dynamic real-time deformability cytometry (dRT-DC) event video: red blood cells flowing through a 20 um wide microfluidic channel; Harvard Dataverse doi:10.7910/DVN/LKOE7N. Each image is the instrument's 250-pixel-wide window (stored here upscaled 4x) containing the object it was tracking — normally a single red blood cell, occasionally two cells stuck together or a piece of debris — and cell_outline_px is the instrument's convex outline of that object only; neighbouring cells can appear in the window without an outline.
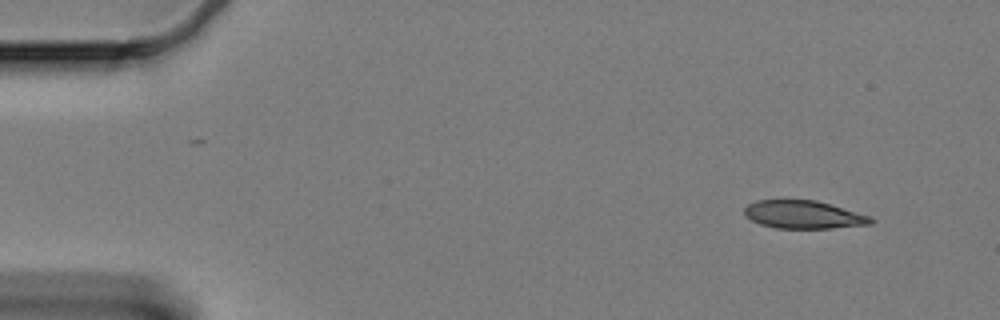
{"species": "Egyptian fruit bat (a non-hibernating species)", "species_latin": "Rousettus aegyptiacus", "temperature_condition": "cold", "stored_images_in_passage": 18, "camera_frame_rate_fps": 3000, "um_per_image_px": 0.085, "animal": {"sex": "female"}, "frame": {"image": 1, "passage_image": 1, "time_ms": 0.0, "image_size_px": [1000, 320], "cell_outline_px": [[876, 220], [872, 224], [832, 228], [776, 228], [760, 224], [744, 216], [744, 208], [748, 204], [756, 200], [816, 200], [872, 216]], "centroid_in_image_um": [68.32, 18.24], "position_along_channel_um": 16.7, "area_um2": 20.75}}
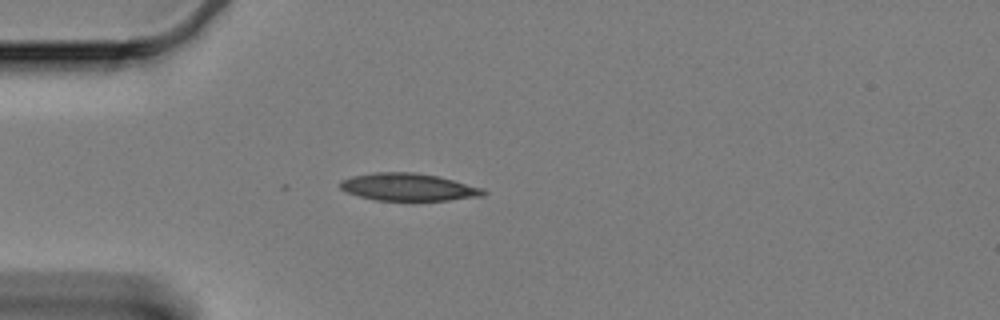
{"frame": {"image": 2, "passage_image": 12, "time_ms": 3.667, "image_size_px": [1000, 320], "cell_outline_px": [[488, 192], [484, 196], [448, 200], [376, 200], [344, 192], [340, 188], [340, 180], [352, 176], [376, 172], [412, 172], [436, 176], [484, 188]], "centroid_in_image_um": [34.7, 15.9], "position_along_channel_um": 50.3, "area_um2": 22.83}}
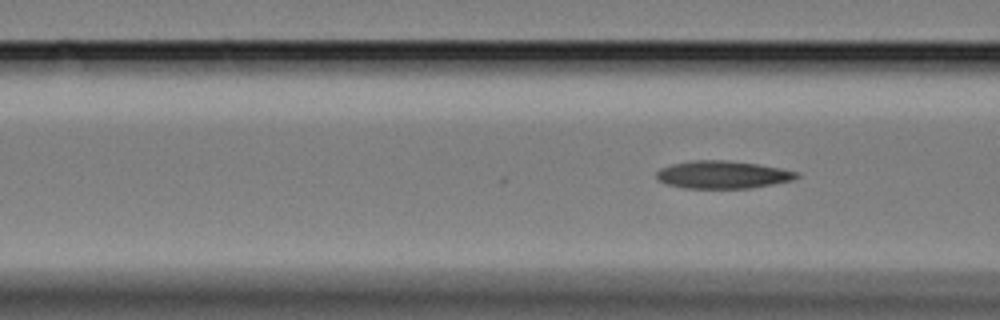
{"frame": {"image": 3, "passage_image": 18, "time_ms": 5.667, "image_size_px": [1000, 320], "cell_outline_px": [[800, 176], [792, 180], [752, 188], [684, 188], [664, 184], [656, 180], [656, 172], [660, 168], [672, 164], [692, 160], [724, 160], [756, 164], [780, 168], [800, 172]], "centroid_in_image_um": [61.39, 14.85], "position_along_channel_um": 105.2, "area_um2": 22.72}}